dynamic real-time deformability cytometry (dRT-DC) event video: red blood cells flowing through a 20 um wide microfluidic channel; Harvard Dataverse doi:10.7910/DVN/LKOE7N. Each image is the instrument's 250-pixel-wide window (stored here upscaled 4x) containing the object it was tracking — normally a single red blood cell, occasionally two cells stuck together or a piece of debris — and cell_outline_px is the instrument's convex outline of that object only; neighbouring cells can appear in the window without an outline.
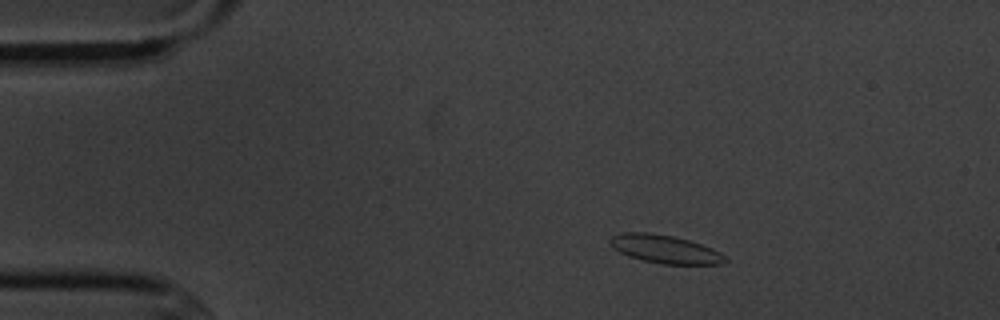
{"species": "common noctule bat (a hibernating species)", "species_latin": "Nyctalus noctula", "temperature_condition": "cold", "stored_images_in_passage": 5, "camera_frame_rate_fps": 3000, "um_per_image_px": 0.085, "animal": {"sex": "male", "body_mass_g": 20.1, "forearm_length_mm": 53.5}, "frame": {"image": 1, "passage_image": 3, "time_ms": 2.333, "image_size_px": [1000, 320], "cell_outline_px": [[728, 260], [724, 264], [664, 264], [644, 260], [628, 256], [620, 252], [608, 240], [612, 236], [624, 232], [648, 232], [672, 236], [688, 240], [712, 248], [720, 252]], "centroid_in_image_um": [56.55, 21.18], "position_along_channel_um": 28.5, "area_um2": 18.67}}